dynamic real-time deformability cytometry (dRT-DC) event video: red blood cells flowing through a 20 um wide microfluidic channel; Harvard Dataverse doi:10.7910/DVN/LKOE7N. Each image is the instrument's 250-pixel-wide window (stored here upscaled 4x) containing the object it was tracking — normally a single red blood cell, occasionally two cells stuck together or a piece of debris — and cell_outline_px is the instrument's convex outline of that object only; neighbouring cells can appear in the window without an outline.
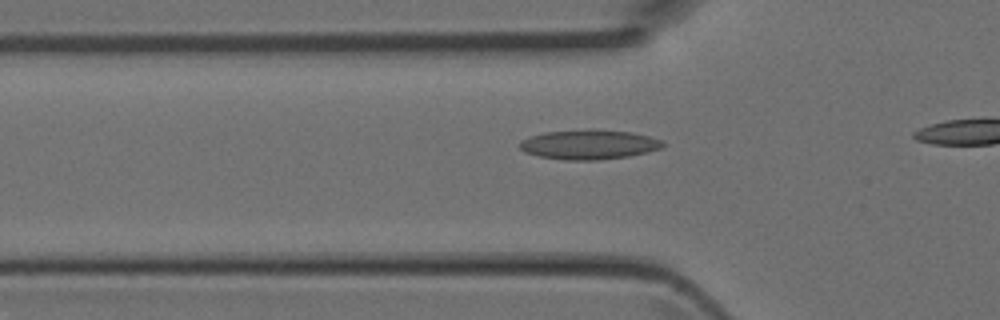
{"species": "Egyptian fruit bat (a non-hibernating species)", "species_latin": "Rousettus aegyptiacus", "temperature_condition": "room temperature", "stored_images_in_passage": 5, "segment_of_instrument_passage": [1, 2], "camera_frame_rate_fps": 3000, "um_per_image_px": 0.085, "animal": {"sex": "female"}, "frame": {"image": 1, "passage_image": 4, "time_ms": 1.0, "image_size_px": [1000, 320], "cell_outline_px": [[664, 148], [648, 152], [628, 156], [600, 160], [564, 160], [540, 156], [524, 152], [520, 148], [520, 140], [528, 136], [544, 132], [632, 132], [664, 140]], "centroid_in_image_um": [50.08, 12.33], "position_along_channel_um": 75.7, "area_um2": 23.87}}